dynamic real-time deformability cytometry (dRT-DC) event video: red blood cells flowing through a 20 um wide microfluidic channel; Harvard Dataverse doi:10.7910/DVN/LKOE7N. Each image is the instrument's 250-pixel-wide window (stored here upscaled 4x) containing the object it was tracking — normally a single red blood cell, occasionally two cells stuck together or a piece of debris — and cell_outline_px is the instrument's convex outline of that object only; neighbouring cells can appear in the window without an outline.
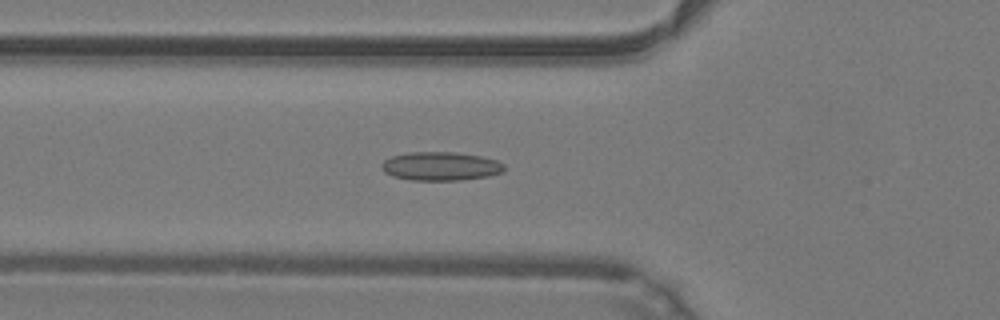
{"species": "common noctule bat (a hibernating species)", "species_latin": "Nyctalus noctula", "temperature_condition": "warm", "stored_images_in_passage": 33, "camera_frame_rate_fps": 3000, "um_per_image_px": 0.085, "animal": {"sex": "male", "body_mass_g": 19.2, "forearm_length_mm": 51.8}, "frame": {"image": 1, "passage_image": 2, "time_ms": 0.333, "image_size_px": [1000, 320], "cell_outline_px": [[504, 172], [488, 176], [460, 180], [412, 180], [392, 176], [384, 172], [380, 168], [380, 164], [384, 160], [392, 156], [408, 152], [456, 152], [480, 156], [496, 160], [504, 164]], "centroid_in_image_um": [37.43, 14.13], "position_along_channel_um": 88.4, "area_um2": 20.58}}
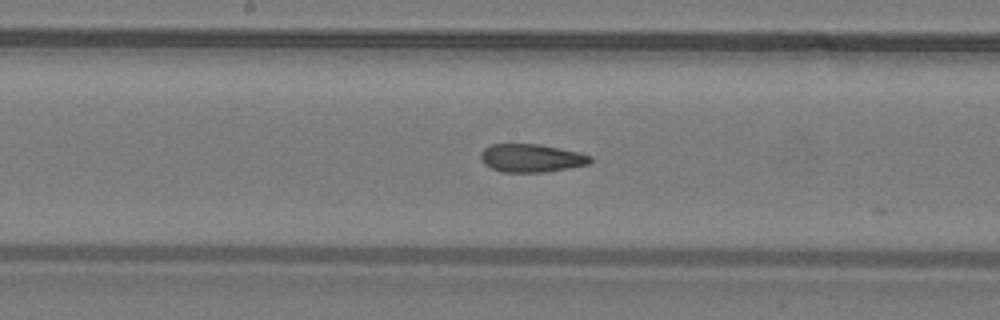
{"frame": {"image": 2, "passage_image": 10, "time_ms": 3.0, "image_size_px": [1000, 320], "cell_outline_px": [[592, 160], [588, 164], [548, 172], [504, 172], [492, 168], [484, 164], [480, 160], [480, 152], [484, 148], [492, 144], [540, 144], [560, 148], [592, 156]], "centroid_in_image_um": [45.14, 13.43], "position_along_channel_um": 203.1, "area_um2": 17.98}}
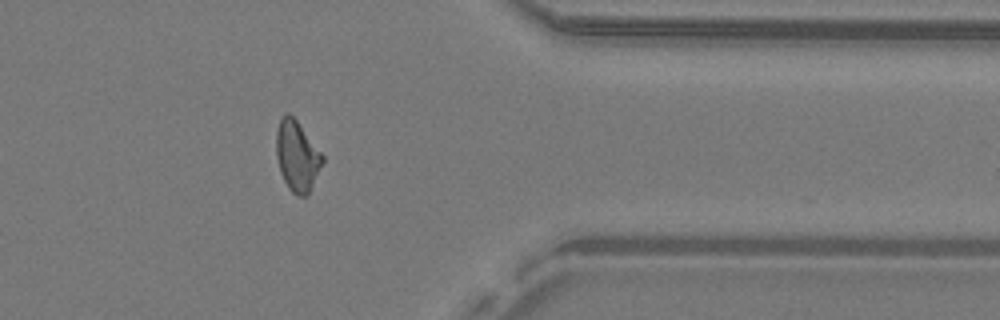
{"frame": {"image": 3, "passage_image": 24, "time_ms": 7.667, "image_size_px": [1000, 320], "cell_outline_px": [[324, 160], [308, 196], [296, 196], [288, 188], [280, 172], [276, 156], [276, 132], [280, 120], [288, 112], [296, 120], [324, 156]], "centroid_in_image_um": [25.25, 13.31], "position_along_channel_um": 386.2, "area_um2": 18.84}}